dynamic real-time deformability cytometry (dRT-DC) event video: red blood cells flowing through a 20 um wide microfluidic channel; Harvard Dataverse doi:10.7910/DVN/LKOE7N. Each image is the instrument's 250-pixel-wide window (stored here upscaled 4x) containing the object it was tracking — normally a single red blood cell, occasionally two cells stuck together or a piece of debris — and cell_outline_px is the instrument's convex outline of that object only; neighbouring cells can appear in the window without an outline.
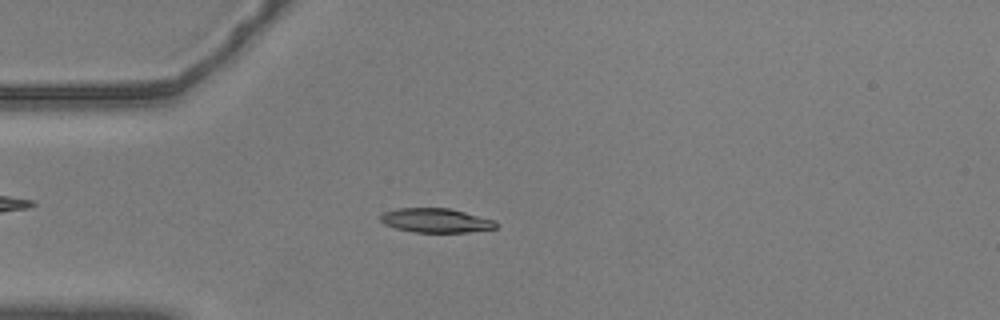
{"species": "common noctule bat (a hibernating species)", "species_latin": "Nyctalus noctula", "temperature_condition": "warm", "stored_images_in_passage": 51, "camera_frame_rate_fps": 3000, "um_per_image_px": 0.085, "animal": {"sex": "male", "body_mass_g": 20.5, "forearm_length_mm": 52.5}, "frame": {"image": 1, "passage_image": 10, "time_ms": 3.0, "image_size_px": [1000, 320], "cell_outline_px": [[496, 228], [468, 232], [412, 232], [396, 228], [384, 224], [380, 220], [380, 216], [384, 212], [396, 208], [448, 208], [496, 220]], "centroid_in_image_um": [37.03, 18.73], "position_along_channel_um": 48.0, "area_um2": 16.24}}
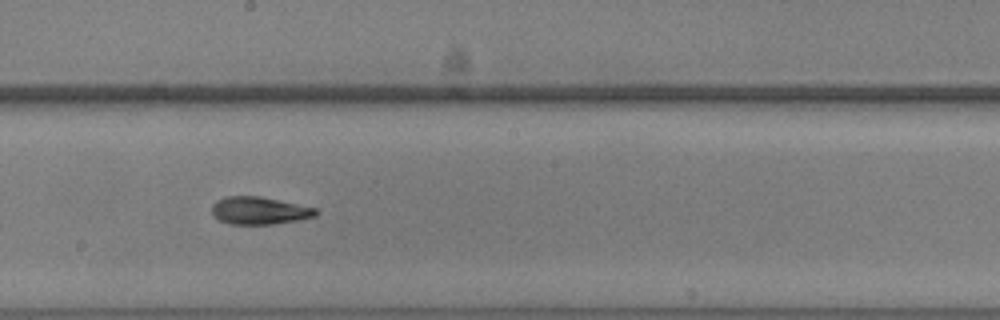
{"frame": {"image": 2, "passage_image": 26, "time_ms": 8.333, "image_size_px": [1000, 320], "cell_outline_px": [[320, 212], [316, 216], [300, 220], [272, 224], [228, 224], [212, 216], [212, 204], [216, 200], [224, 196], [260, 196], [316, 208]], "centroid_in_image_um": [22.03, 17.9], "position_along_channel_um": 226.2, "area_um2": 16.88}}
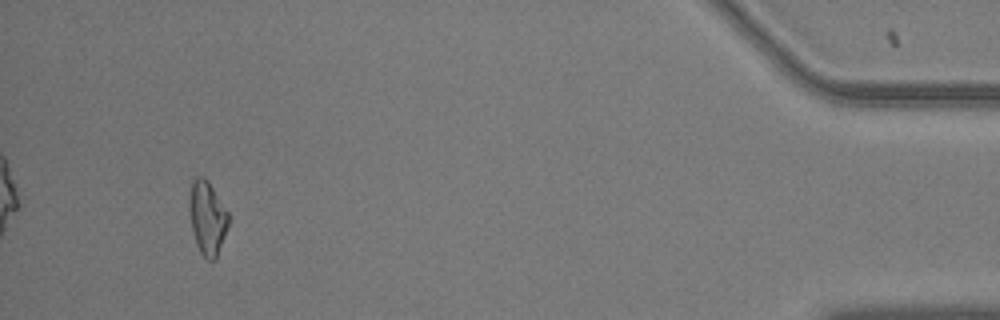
{"frame": {"image": 3, "passage_image": 48, "time_ms": 15.667, "image_size_px": [1000, 320], "cell_outline_px": [[228, 228], [216, 260], [208, 260], [200, 252], [196, 244], [192, 232], [188, 208], [188, 196], [192, 180], [196, 176], [204, 176], [208, 180], [228, 212]], "centroid_in_image_um": [17.6, 18.5], "position_along_channel_um": 417.6, "area_um2": 17.17}, "authors_computed_cell_mechanics": {"area_um2": 16.7042, "velocity_mm_per_s": 3.5843, "shape_relaxation_time_tau1_ms": 3.9183, "shape_relaxation_time_tau2_ms": 3.0459, "deformation_change_tau1": 0.1392, "deformation_change_tau2": 0.1019}}